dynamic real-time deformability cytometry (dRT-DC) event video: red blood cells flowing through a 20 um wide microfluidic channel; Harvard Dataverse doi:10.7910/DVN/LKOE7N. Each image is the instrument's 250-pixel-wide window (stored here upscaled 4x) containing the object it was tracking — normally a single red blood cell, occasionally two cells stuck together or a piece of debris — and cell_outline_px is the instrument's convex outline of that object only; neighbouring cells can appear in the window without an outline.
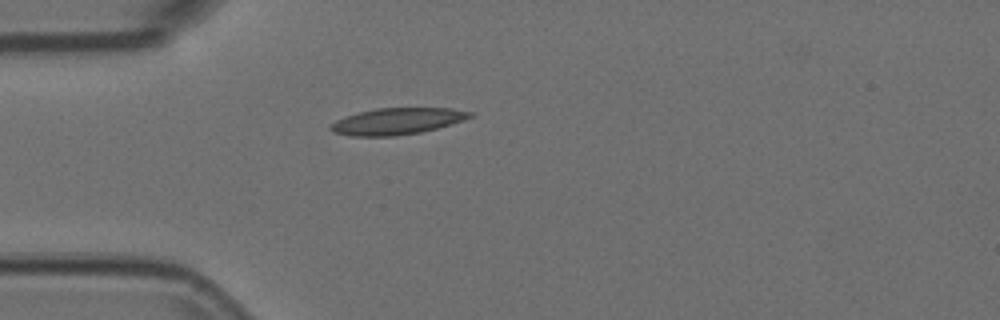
{"species": "Egyptian fruit bat (a non-hibernating species)", "species_latin": "Rousettus aegyptiacus", "temperature_condition": "room temperature", "stored_images_in_passage": 32, "camera_frame_rate_fps": 3000, "um_per_image_px": 0.085, "animal": {"sex": "female"}, "frame": {"image": 1, "passage_image": 1, "time_ms": 0.0, "image_size_px": [1000, 320], "cell_outline_px": [[476, 112], [472, 116], [464, 120], [436, 128], [420, 132], [392, 136], [352, 136], [332, 132], [328, 128], [336, 120], [360, 112], [376, 108], [452, 108]], "centroid_in_image_um": [33.78, 10.3], "position_along_channel_um": 51.2, "area_um2": 21.39}}
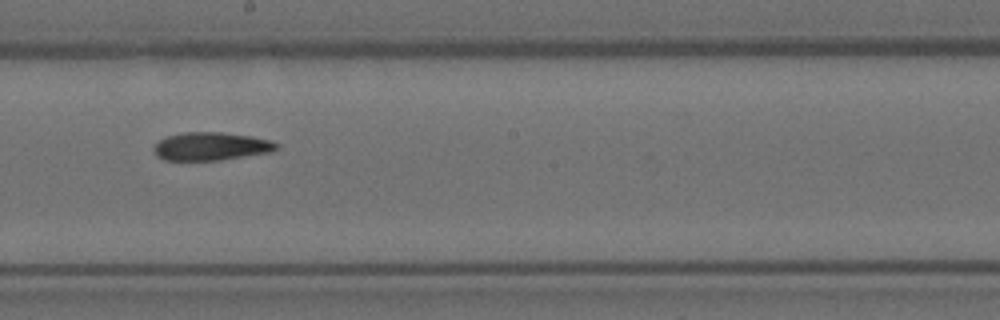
{"frame": {"image": 2, "passage_image": 16, "time_ms": 5.0, "image_size_px": [1000, 320], "cell_outline_px": [[280, 148], [272, 152], [220, 160], [164, 160], [156, 156], [152, 148], [160, 140], [168, 136], [184, 132], [220, 132], [252, 136], [272, 140], [280, 144]], "centroid_in_image_um": [17.99, 12.44], "position_along_channel_um": 230.2, "area_um2": 20.29}}
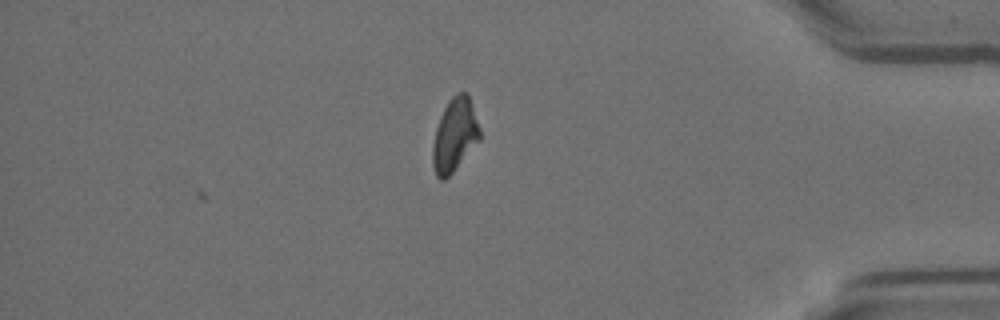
{"frame": {"image": 3, "passage_image": 32, "time_ms": 10.333, "image_size_px": [1000, 320], "cell_outline_px": [[480, 140], [452, 172], [444, 180], [440, 180], [436, 176], [432, 164], [432, 144], [436, 128], [440, 116], [448, 100], [452, 96], [460, 92], [468, 92], [480, 128]], "centroid_in_image_um": [38.64, 11.46], "position_along_channel_um": 396.6, "area_um2": 20.17}}